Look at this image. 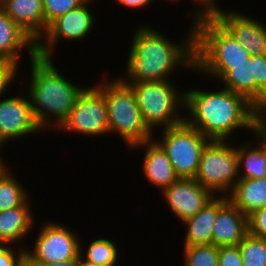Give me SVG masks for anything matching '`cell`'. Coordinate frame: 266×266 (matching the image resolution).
Returning <instances> with one entry per match:
<instances>
[{"label":"cell","mask_w":266,"mask_h":266,"mask_svg":"<svg viewBox=\"0 0 266 266\" xmlns=\"http://www.w3.org/2000/svg\"><path fill=\"white\" fill-rule=\"evenodd\" d=\"M19 70V64L8 61L0 60V99L2 94H5L7 87L11 85L12 81H15V77Z\"/></svg>","instance_id":"4dcf8cb0"},{"label":"cell","mask_w":266,"mask_h":266,"mask_svg":"<svg viewBox=\"0 0 266 266\" xmlns=\"http://www.w3.org/2000/svg\"><path fill=\"white\" fill-rule=\"evenodd\" d=\"M258 147L241 144L237 147L239 179H260L266 177V147L260 139ZM251 147V148H250ZM244 170H243V169ZM243 170V171H241ZM243 172V173H242Z\"/></svg>","instance_id":"603a6c76"},{"label":"cell","mask_w":266,"mask_h":266,"mask_svg":"<svg viewBox=\"0 0 266 266\" xmlns=\"http://www.w3.org/2000/svg\"><path fill=\"white\" fill-rule=\"evenodd\" d=\"M0 5L35 42L45 33L42 0H1Z\"/></svg>","instance_id":"ac0fdd59"},{"label":"cell","mask_w":266,"mask_h":266,"mask_svg":"<svg viewBox=\"0 0 266 266\" xmlns=\"http://www.w3.org/2000/svg\"><path fill=\"white\" fill-rule=\"evenodd\" d=\"M80 247L82 261L92 262L101 266H116L118 260V249L112 240L98 238L93 240L88 246L86 252ZM81 253H85V257Z\"/></svg>","instance_id":"d4e9b609"},{"label":"cell","mask_w":266,"mask_h":266,"mask_svg":"<svg viewBox=\"0 0 266 266\" xmlns=\"http://www.w3.org/2000/svg\"><path fill=\"white\" fill-rule=\"evenodd\" d=\"M58 129L88 137L110 133L104 95L95 86H87L77 98L68 118Z\"/></svg>","instance_id":"9c48e42d"},{"label":"cell","mask_w":266,"mask_h":266,"mask_svg":"<svg viewBox=\"0 0 266 266\" xmlns=\"http://www.w3.org/2000/svg\"><path fill=\"white\" fill-rule=\"evenodd\" d=\"M184 41H170L162 33L144 24L132 38L124 82L170 80L178 66L194 69V27ZM176 68V69H175Z\"/></svg>","instance_id":"6da1fadb"},{"label":"cell","mask_w":266,"mask_h":266,"mask_svg":"<svg viewBox=\"0 0 266 266\" xmlns=\"http://www.w3.org/2000/svg\"><path fill=\"white\" fill-rule=\"evenodd\" d=\"M45 20V32L48 25L67 12L78 8L87 0H42Z\"/></svg>","instance_id":"83f0119b"},{"label":"cell","mask_w":266,"mask_h":266,"mask_svg":"<svg viewBox=\"0 0 266 266\" xmlns=\"http://www.w3.org/2000/svg\"><path fill=\"white\" fill-rule=\"evenodd\" d=\"M253 134L254 139H260L266 147V124H255Z\"/></svg>","instance_id":"74e56055"},{"label":"cell","mask_w":266,"mask_h":266,"mask_svg":"<svg viewBox=\"0 0 266 266\" xmlns=\"http://www.w3.org/2000/svg\"><path fill=\"white\" fill-rule=\"evenodd\" d=\"M219 212V196L210 200L195 216L182 222L186 235L184 246L212 244L214 223Z\"/></svg>","instance_id":"44dd1931"},{"label":"cell","mask_w":266,"mask_h":266,"mask_svg":"<svg viewBox=\"0 0 266 266\" xmlns=\"http://www.w3.org/2000/svg\"><path fill=\"white\" fill-rule=\"evenodd\" d=\"M135 93L144 123L153 132L159 128L174 127L184 122L185 94L175 88L170 80L125 82Z\"/></svg>","instance_id":"5b68a950"},{"label":"cell","mask_w":266,"mask_h":266,"mask_svg":"<svg viewBox=\"0 0 266 266\" xmlns=\"http://www.w3.org/2000/svg\"><path fill=\"white\" fill-rule=\"evenodd\" d=\"M18 252L14 251L10 245H0V266H18L22 253L25 248H18Z\"/></svg>","instance_id":"836d02e7"},{"label":"cell","mask_w":266,"mask_h":266,"mask_svg":"<svg viewBox=\"0 0 266 266\" xmlns=\"http://www.w3.org/2000/svg\"><path fill=\"white\" fill-rule=\"evenodd\" d=\"M48 266H83V261L81 259V255L74 260H67L64 262H56L53 264H48Z\"/></svg>","instance_id":"f35d334b"},{"label":"cell","mask_w":266,"mask_h":266,"mask_svg":"<svg viewBox=\"0 0 266 266\" xmlns=\"http://www.w3.org/2000/svg\"><path fill=\"white\" fill-rule=\"evenodd\" d=\"M119 4L126 6L128 8H146L148 4L154 0H116Z\"/></svg>","instance_id":"d590c367"},{"label":"cell","mask_w":266,"mask_h":266,"mask_svg":"<svg viewBox=\"0 0 266 266\" xmlns=\"http://www.w3.org/2000/svg\"><path fill=\"white\" fill-rule=\"evenodd\" d=\"M52 60L37 55L30 58L31 84L27 87L26 96L30 99L35 120L42 130L50 126L59 128L87 87H78L67 80ZM50 116H54L53 122Z\"/></svg>","instance_id":"3957f363"},{"label":"cell","mask_w":266,"mask_h":266,"mask_svg":"<svg viewBox=\"0 0 266 266\" xmlns=\"http://www.w3.org/2000/svg\"><path fill=\"white\" fill-rule=\"evenodd\" d=\"M29 200L19 207L0 212V245L19 242L28 236L34 222Z\"/></svg>","instance_id":"ffe728a7"},{"label":"cell","mask_w":266,"mask_h":266,"mask_svg":"<svg viewBox=\"0 0 266 266\" xmlns=\"http://www.w3.org/2000/svg\"><path fill=\"white\" fill-rule=\"evenodd\" d=\"M194 69L208 77L222 80L226 89L244 96L255 106V79L251 59L240 65H194Z\"/></svg>","instance_id":"2e32d148"},{"label":"cell","mask_w":266,"mask_h":266,"mask_svg":"<svg viewBox=\"0 0 266 266\" xmlns=\"http://www.w3.org/2000/svg\"><path fill=\"white\" fill-rule=\"evenodd\" d=\"M18 266H48V265L45 264L44 262L36 260L25 249L21 255Z\"/></svg>","instance_id":"e575fe53"},{"label":"cell","mask_w":266,"mask_h":266,"mask_svg":"<svg viewBox=\"0 0 266 266\" xmlns=\"http://www.w3.org/2000/svg\"><path fill=\"white\" fill-rule=\"evenodd\" d=\"M184 94V109L191 114L184 121L210 140L228 141L242 127L253 132L256 107L244 96L226 88L214 92L191 88Z\"/></svg>","instance_id":"7a4b0ae2"},{"label":"cell","mask_w":266,"mask_h":266,"mask_svg":"<svg viewBox=\"0 0 266 266\" xmlns=\"http://www.w3.org/2000/svg\"><path fill=\"white\" fill-rule=\"evenodd\" d=\"M23 49L28 50L30 58H33L36 55V42L6 14L0 5V60L19 64Z\"/></svg>","instance_id":"d6986e66"},{"label":"cell","mask_w":266,"mask_h":266,"mask_svg":"<svg viewBox=\"0 0 266 266\" xmlns=\"http://www.w3.org/2000/svg\"><path fill=\"white\" fill-rule=\"evenodd\" d=\"M194 3H197V9L193 12L194 21L200 18L205 17H215L218 13H221L222 10L220 7L218 8V4L215 3L217 0H193ZM196 1V2H195ZM199 2V3H198ZM195 14V15H194Z\"/></svg>","instance_id":"d6a6232c"},{"label":"cell","mask_w":266,"mask_h":266,"mask_svg":"<svg viewBox=\"0 0 266 266\" xmlns=\"http://www.w3.org/2000/svg\"><path fill=\"white\" fill-rule=\"evenodd\" d=\"M228 199L245 215L266 206V177L239 179Z\"/></svg>","instance_id":"7402d4cb"},{"label":"cell","mask_w":266,"mask_h":266,"mask_svg":"<svg viewBox=\"0 0 266 266\" xmlns=\"http://www.w3.org/2000/svg\"><path fill=\"white\" fill-rule=\"evenodd\" d=\"M3 144H4V143L0 140V146H1V147L4 146ZM0 150H1V148H0Z\"/></svg>","instance_id":"b9f144b4"},{"label":"cell","mask_w":266,"mask_h":266,"mask_svg":"<svg viewBox=\"0 0 266 266\" xmlns=\"http://www.w3.org/2000/svg\"><path fill=\"white\" fill-rule=\"evenodd\" d=\"M248 234V216L237 208L228 196L219 197V212L214 223L212 244L236 246Z\"/></svg>","instance_id":"9a60e30c"},{"label":"cell","mask_w":266,"mask_h":266,"mask_svg":"<svg viewBox=\"0 0 266 266\" xmlns=\"http://www.w3.org/2000/svg\"><path fill=\"white\" fill-rule=\"evenodd\" d=\"M218 266H243L239 246L219 247Z\"/></svg>","instance_id":"1f68e13d"},{"label":"cell","mask_w":266,"mask_h":266,"mask_svg":"<svg viewBox=\"0 0 266 266\" xmlns=\"http://www.w3.org/2000/svg\"><path fill=\"white\" fill-rule=\"evenodd\" d=\"M164 201L181 222L195 216L215 195L195 178H178L162 191Z\"/></svg>","instance_id":"7c38bea8"},{"label":"cell","mask_w":266,"mask_h":266,"mask_svg":"<svg viewBox=\"0 0 266 266\" xmlns=\"http://www.w3.org/2000/svg\"><path fill=\"white\" fill-rule=\"evenodd\" d=\"M255 79V107H257L266 95V55L251 56Z\"/></svg>","instance_id":"f1b7e54d"},{"label":"cell","mask_w":266,"mask_h":266,"mask_svg":"<svg viewBox=\"0 0 266 266\" xmlns=\"http://www.w3.org/2000/svg\"><path fill=\"white\" fill-rule=\"evenodd\" d=\"M194 178L215 196L219 192L228 196L239 180L237 147L228 141L211 140L202 151Z\"/></svg>","instance_id":"52a82bcc"},{"label":"cell","mask_w":266,"mask_h":266,"mask_svg":"<svg viewBox=\"0 0 266 266\" xmlns=\"http://www.w3.org/2000/svg\"><path fill=\"white\" fill-rule=\"evenodd\" d=\"M238 246L243 266H266V239L248 233Z\"/></svg>","instance_id":"484cf974"},{"label":"cell","mask_w":266,"mask_h":266,"mask_svg":"<svg viewBox=\"0 0 266 266\" xmlns=\"http://www.w3.org/2000/svg\"><path fill=\"white\" fill-rule=\"evenodd\" d=\"M195 65H240L250 52L215 18L193 21Z\"/></svg>","instance_id":"8992f818"},{"label":"cell","mask_w":266,"mask_h":266,"mask_svg":"<svg viewBox=\"0 0 266 266\" xmlns=\"http://www.w3.org/2000/svg\"><path fill=\"white\" fill-rule=\"evenodd\" d=\"M83 266H101V265H97V264L92 263V262L83 261Z\"/></svg>","instance_id":"60d3db41"},{"label":"cell","mask_w":266,"mask_h":266,"mask_svg":"<svg viewBox=\"0 0 266 266\" xmlns=\"http://www.w3.org/2000/svg\"><path fill=\"white\" fill-rule=\"evenodd\" d=\"M6 168L4 161H2L0 156V173Z\"/></svg>","instance_id":"ab89813d"},{"label":"cell","mask_w":266,"mask_h":266,"mask_svg":"<svg viewBox=\"0 0 266 266\" xmlns=\"http://www.w3.org/2000/svg\"><path fill=\"white\" fill-rule=\"evenodd\" d=\"M255 124H266V95L264 100L256 107Z\"/></svg>","instance_id":"8d00e7d4"},{"label":"cell","mask_w":266,"mask_h":266,"mask_svg":"<svg viewBox=\"0 0 266 266\" xmlns=\"http://www.w3.org/2000/svg\"><path fill=\"white\" fill-rule=\"evenodd\" d=\"M39 130L42 131L35 120L29 97L17 95L0 99V140L4 144L37 134Z\"/></svg>","instance_id":"4fadbf2b"},{"label":"cell","mask_w":266,"mask_h":266,"mask_svg":"<svg viewBox=\"0 0 266 266\" xmlns=\"http://www.w3.org/2000/svg\"><path fill=\"white\" fill-rule=\"evenodd\" d=\"M94 0H87L78 8L53 20L46 32L36 42V55L45 58H53L54 47L59 39L77 41L85 38L94 28L96 21L93 13L87 7ZM56 43V44H55Z\"/></svg>","instance_id":"30bf717a"},{"label":"cell","mask_w":266,"mask_h":266,"mask_svg":"<svg viewBox=\"0 0 266 266\" xmlns=\"http://www.w3.org/2000/svg\"><path fill=\"white\" fill-rule=\"evenodd\" d=\"M156 141L167 153L180 178H194L202 151L211 140L184 121L174 127L162 128V136Z\"/></svg>","instance_id":"ba28073f"},{"label":"cell","mask_w":266,"mask_h":266,"mask_svg":"<svg viewBox=\"0 0 266 266\" xmlns=\"http://www.w3.org/2000/svg\"><path fill=\"white\" fill-rule=\"evenodd\" d=\"M8 170L5 168L0 173V212L19 207L29 200L28 191Z\"/></svg>","instance_id":"cb8c5ba5"},{"label":"cell","mask_w":266,"mask_h":266,"mask_svg":"<svg viewBox=\"0 0 266 266\" xmlns=\"http://www.w3.org/2000/svg\"><path fill=\"white\" fill-rule=\"evenodd\" d=\"M248 233L266 239V206L248 215Z\"/></svg>","instance_id":"f546056e"},{"label":"cell","mask_w":266,"mask_h":266,"mask_svg":"<svg viewBox=\"0 0 266 266\" xmlns=\"http://www.w3.org/2000/svg\"><path fill=\"white\" fill-rule=\"evenodd\" d=\"M215 18L250 52L251 56L266 55V25L263 22L233 10L222 11Z\"/></svg>","instance_id":"5bb4252c"},{"label":"cell","mask_w":266,"mask_h":266,"mask_svg":"<svg viewBox=\"0 0 266 266\" xmlns=\"http://www.w3.org/2000/svg\"><path fill=\"white\" fill-rule=\"evenodd\" d=\"M135 147L146 149L142 162L143 176L149 183L160 188L161 192L179 178L167 153L154 138L132 148Z\"/></svg>","instance_id":"e0dca14e"},{"label":"cell","mask_w":266,"mask_h":266,"mask_svg":"<svg viewBox=\"0 0 266 266\" xmlns=\"http://www.w3.org/2000/svg\"><path fill=\"white\" fill-rule=\"evenodd\" d=\"M105 82L95 87L105 98L109 132L121 136L130 148L155 138L143 121L132 88L120 76Z\"/></svg>","instance_id":"277c9868"},{"label":"cell","mask_w":266,"mask_h":266,"mask_svg":"<svg viewBox=\"0 0 266 266\" xmlns=\"http://www.w3.org/2000/svg\"><path fill=\"white\" fill-rule=\"evenodd\" d=\"M33 249L25 247L36 260L45 264H53L74 260L80 256L78 234L57 222L44 223L35 239Z\"/></svg>","instance_id":"8fae6325"},{"label":"cell","mask_w":266,"mask_h":266,"mask_svg":"<svg viewBox=\"0 0 266 266\" xmlns=\"http://www.w3.org/2000/svg\"><path fill=\"white\" fill-rule=\"evenodd\" d=\"M183 266H218L219 247L214 244L184 246Z\"/></svg>","instance_id":"4316f807"}]
</instances>
